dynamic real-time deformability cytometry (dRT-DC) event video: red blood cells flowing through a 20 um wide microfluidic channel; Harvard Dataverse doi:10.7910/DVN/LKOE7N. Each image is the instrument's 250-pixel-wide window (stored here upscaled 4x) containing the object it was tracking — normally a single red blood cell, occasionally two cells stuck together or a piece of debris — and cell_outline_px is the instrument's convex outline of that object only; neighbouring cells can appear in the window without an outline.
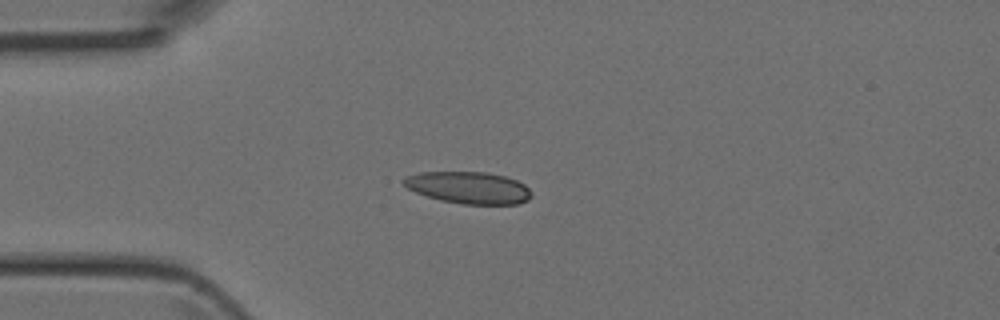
{"species": "Egyptian fruit bat (a non-hibernating species)", "species_latin": "Rousettus aegyptiacus", "temperature_condition": "room temperature", "stored_images_in_passage": 36, "camera_frame_rate_fps": 3000, "um_per_image_px": 0.085, "animal": {"sex": "female"}, "frame": {"image": 1, "passage_image": 1, "time_ms": 0.0, "image_size_px": [1000, 320], "cell_outline_px": [[532, 196], [528, 200], [520, 204], [464, 204], [440, 200], [416, 192], [408, 188], [400, 180], [404, 176], [420, 172], [488, 172], [504, 176], [516, 180], [524, 184], [532, 192]], "centroid_in_image_um": [39.84, 15.94], "position_along_channel_um": 45.2, "area_um2": 23.87}}
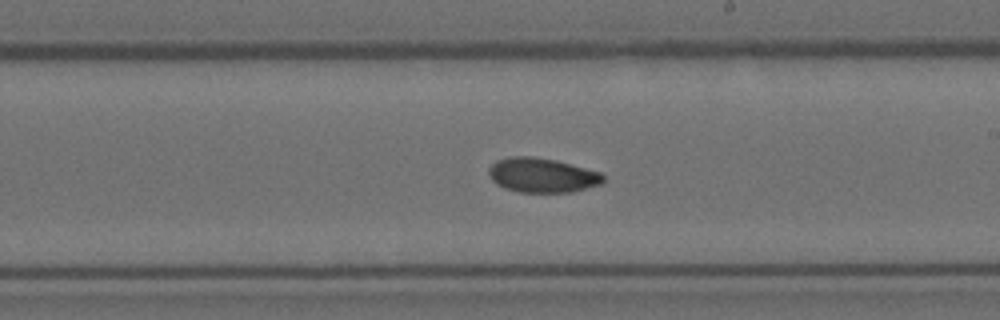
{"frame": {"image": 2, "passage_image": 16, "time_ms": 5.0, "image_size_px": [1000, 320], "cell_outline_px": [[604, 184], [572, 192], [520, 192], [504, 188], [496, 184], [492, 180], [488, 172], [488, 168], [496, 160], [508, 156], [532, 156], [556, 160], [600, 172], [604, 176]], "centroid_in_image_um": [46.08, 14.89], "position_along_channel_um": 242.9, "area_um2": 23.24}}
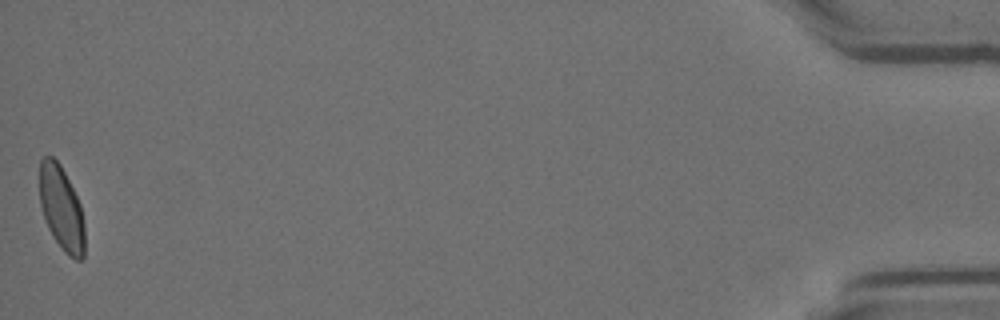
{"frame": {"image": 3, "passage_image": 36, "time_ms": 11.667, "image_size_px": [1000, 320], "cell_outline_px": [[84, 256], [80, 260], [76, 260], [68, 256], [64, 252], [52, 236], [48, 228], [40, 204], [40, 160], [44, 156], [52, 156], [60, 164], [80, 204], [84, 224]], "centroid_in_image_um": [5.22, 17.73], "position_along_channel_um": 430.0, "area_um2": 21.96}}